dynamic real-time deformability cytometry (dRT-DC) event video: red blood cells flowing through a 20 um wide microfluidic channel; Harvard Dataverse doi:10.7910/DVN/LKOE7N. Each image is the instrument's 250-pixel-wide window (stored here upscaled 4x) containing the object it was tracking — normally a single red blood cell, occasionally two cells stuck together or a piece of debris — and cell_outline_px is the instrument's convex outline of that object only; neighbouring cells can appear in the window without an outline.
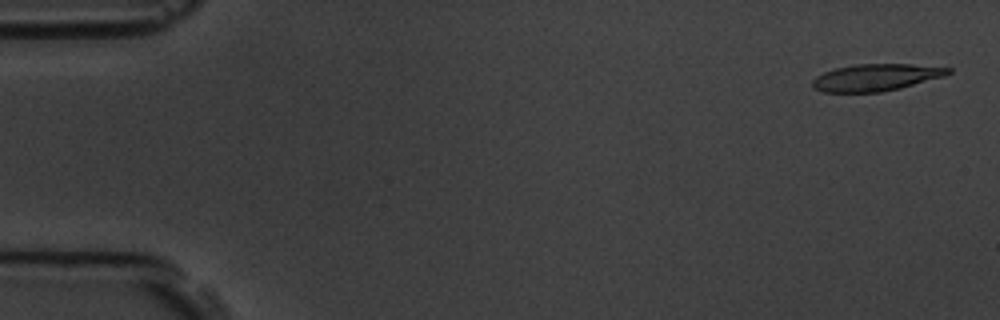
{"species": "common noctule bat (a hibernating species)", "species_latin": "Nyctalus noctula", "temperature_condition": "room temperature", "stored_images_in_passage": 4, "camera_frame_rate_fps": 3000, "um_per_image_px": 0.085, "animal": {"sex": "male", "body_mass_g": 19.5, "forearm_length_mm": 54.6}, "frame": {"image": 1, "passage_image": 1, "time_ms": 0.0, "image_size_px": [1000, 320], "cell_outline_px": [[952, 72], [944, 76], [900, 88], [880, 92], [824, 92], [812, 88], [812, 80], [816, 76], [824, 72], [836, 68], [856, 64], [912, 64], [952, 68]], "centroid_in_image_um": [74.44, 6.58], "position_along_channel_um": 10.6, "area_um2": 21.27}}
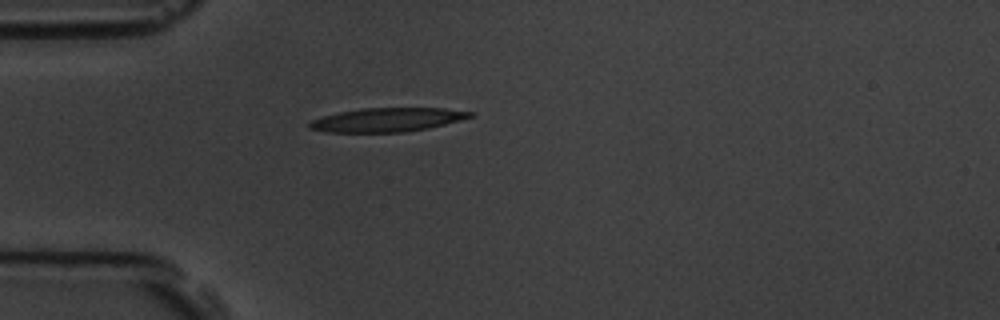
{"frame": {"image": 2, "passage_image": 4, "time_ms": 4.333, "image_size_px": [1000, 320], "cell_outline_px": [[476, 112], [472, 116], [460, 120], [428, 128], [404, 132], [324, 132], [308, 128], [308, 124], [312, 120], [324, 116], [340, 112], [360, 108], [444, 108]], "centroid_in_image_um": [32.91, 10.18], "position_along_channel_um": 52.1, "area_um2": 22.25}}